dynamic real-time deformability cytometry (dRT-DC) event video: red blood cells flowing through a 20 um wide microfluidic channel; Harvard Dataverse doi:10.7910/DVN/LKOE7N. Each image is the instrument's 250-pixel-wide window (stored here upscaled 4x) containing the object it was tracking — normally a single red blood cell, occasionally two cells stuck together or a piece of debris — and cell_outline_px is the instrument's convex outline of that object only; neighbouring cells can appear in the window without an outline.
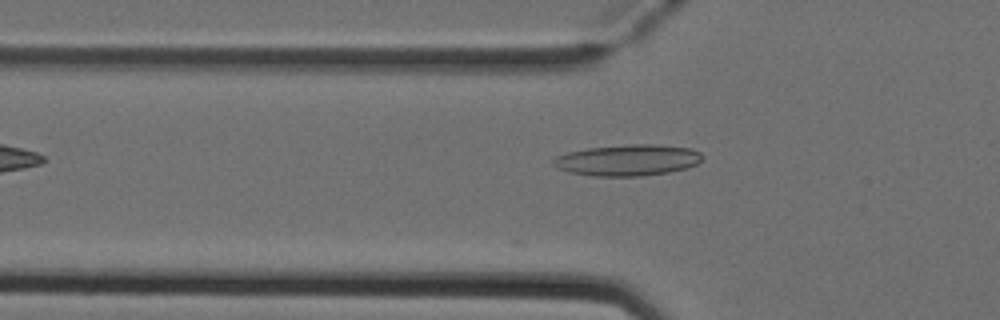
{"species": "Egyptian fruit bat (a non-hibernating species)", "species_latin": "Rousettus aegyptiacus", "temperature_condition": "cold", "stored_images_in_passage": 4, "camera_frame_rate_fps": 3000, "um_per_image_px": 0.085, "animal": {"sex": "female"}, "frame": {"image": 1, "passage_image": 4, "time_ms": 1.0, "image_size_px": [1000, 320], "cell_outline_px": [[704, 156], [696, 164], [688, 168], [668, 172], [640, 176], [592, 176], [568, 172], [556, 168], [552, 164], [552, 160], [556, 156], [568, 152], [588, 148], [632, 144], [652, 144], [692, 148], [700, 152]], "centroid_in_image_um": [53.34, 13.61], "position_along_channel_um": 72.5, "area_um2": 27.22}}